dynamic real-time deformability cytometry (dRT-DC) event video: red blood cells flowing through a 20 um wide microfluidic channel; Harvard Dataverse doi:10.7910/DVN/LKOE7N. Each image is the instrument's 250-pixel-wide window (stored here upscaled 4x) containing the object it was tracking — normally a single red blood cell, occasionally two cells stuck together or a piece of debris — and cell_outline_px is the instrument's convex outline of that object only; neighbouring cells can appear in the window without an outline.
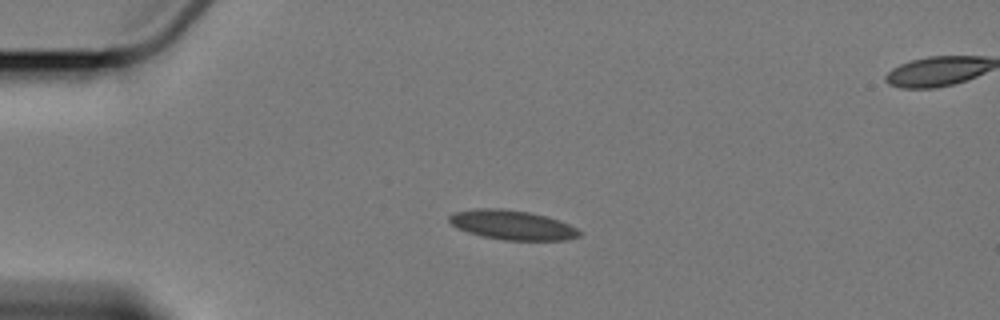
{"species": "Egyptian fruit bat (a non-hibernating species)", "species_latin": "Rousettus aegyptiacus", "temperature_condition": "cold", "stored_images_in_passage": 5, "camera_frame_rate_fps": 3000, "um_per_image_px": 0.085, "animal": {"sex": "female"}, "frame": {"image": 1, "passage_image": 3, "time_ms": 3.333, "image_size_px": [1000, 320], "cell_outline_px": [[580, 236], [568, 240], [504, 240], [480, 236], [456, 228], [448, 220], [448, 216], [456, 212], [480, 208], [504, 208], [528, 212], [560, 220], [576, 228], [580, 232]], "centroid_in_image_um": [43.53, 19.13], "position_along_channel_um": 41.5, "area_um2": 22.31}}
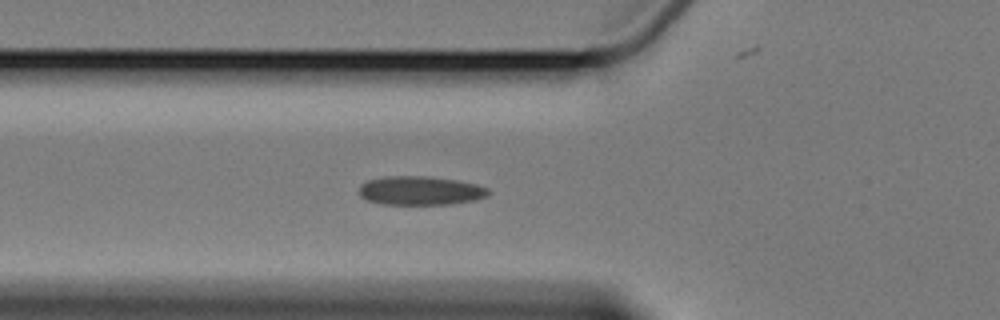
{"frame": {"image": 2, "passage_image": 5, "time_ms": 5.667, "image_size_px": [1000, 320], "cell_outline_px": [[492, 192], [488, 196], [472, 200], [452, 204], [380, 204], [368, 200], [360, 196], [360, 184], [368, 180], [384, 176], [424, 176], [456, 180], [476, 184], [488, 188]], "centroid_in_image_um": [35.73, 16.2], "position_along_channel_um": 90.1, "area_um2": 21.73}}